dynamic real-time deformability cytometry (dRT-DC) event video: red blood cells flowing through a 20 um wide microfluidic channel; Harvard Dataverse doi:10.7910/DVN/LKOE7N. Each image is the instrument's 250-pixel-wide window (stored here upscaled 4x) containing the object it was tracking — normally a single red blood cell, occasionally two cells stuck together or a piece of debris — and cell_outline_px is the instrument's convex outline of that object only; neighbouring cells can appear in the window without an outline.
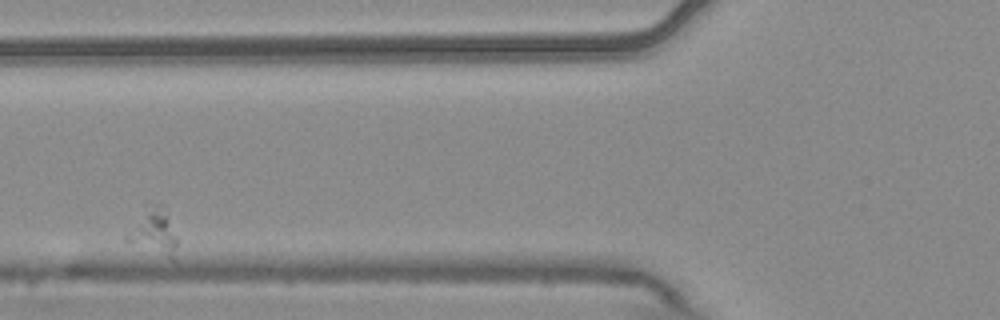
{"species": "common noctule bat (a hibernating species)", "species_latin": "Nyctalus noctula", "temperature_condition": "warm", "stored_images_in_passage": 4, "camera_frame_rate_fps": 3000, "um_per_image_px": 0.085, "animal": {"sex": "male", "body_mass_g": 20.4}, "frame": {"image": 1, "passage_image": 2, "time_ms": 0.333, "image_size_px": [1000, 320], "cell_outline_px": [[176, 244], [172, 260], [124, 240], [124, 236], [128, 232], [160, 204], [176, 240]], "centroid_in_image_um": [13.08, 19.92], "position_along_channel_um": 112.7, "area_um2": 11.16}}
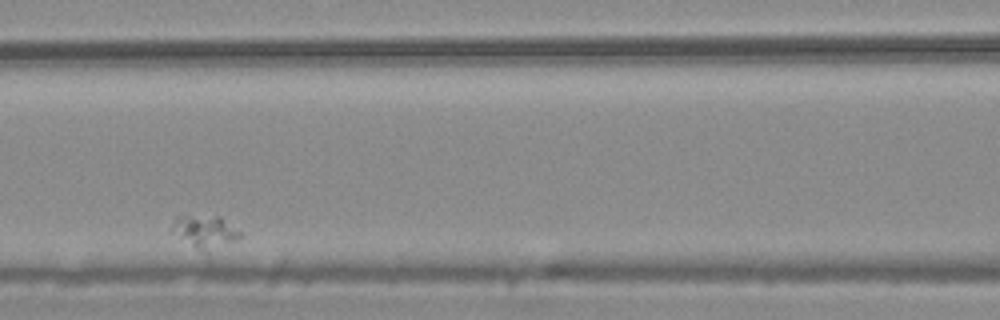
{"frame": {"image": 2, "passage_image": 3, "time_ms": 0.667, "image_size_px": [1000, 320], "cell_outline_px": [[244, 236], [232, 240], [200, 248], [196, 248], [168, 232], [176, 216], [180, 212], [220, 216], [240, 232]], "centroid_in_image_um": [17.25, 19.52], "position_along_channel_um": 149.4, "area_um2": 12.66}}